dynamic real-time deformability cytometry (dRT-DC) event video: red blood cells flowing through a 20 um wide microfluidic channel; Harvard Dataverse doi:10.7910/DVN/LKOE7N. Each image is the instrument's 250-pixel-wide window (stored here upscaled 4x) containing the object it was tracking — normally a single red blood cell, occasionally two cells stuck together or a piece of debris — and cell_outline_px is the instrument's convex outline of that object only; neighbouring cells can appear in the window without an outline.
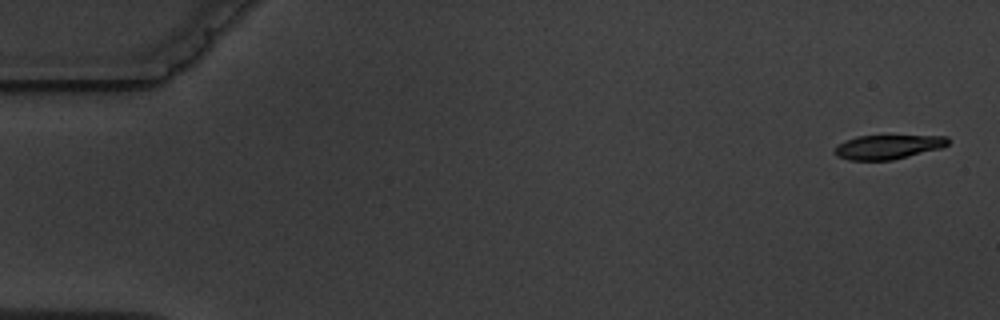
{"species": "common noctule bat (a hibernating species)", "species_latin": "Nyctalus noctula", "temperature_condition": "warm", "stored_images_in_passage": 4, "camera_frame_rate_fps": 3000, "um_per_image_px": 0.085, "animal": {"sex": "male", "body_mass_g": 19.5, "forearm_length_mm": 54.6}, "frame": {"image": 1, "passage_image": 1, "time_ms": 0.0, "image_size_px": [1000, 320], "cell_outline_px": [[948, 144], [940, 148], [892, 160], [848, 160], [836, 156], [832, 152], [832, 148], [856, 136], [948, 136]], "centroid_in_image_um": [75.41, 12.5], "position_along_channel_um": 9.6, "area_um2": 15.84}}